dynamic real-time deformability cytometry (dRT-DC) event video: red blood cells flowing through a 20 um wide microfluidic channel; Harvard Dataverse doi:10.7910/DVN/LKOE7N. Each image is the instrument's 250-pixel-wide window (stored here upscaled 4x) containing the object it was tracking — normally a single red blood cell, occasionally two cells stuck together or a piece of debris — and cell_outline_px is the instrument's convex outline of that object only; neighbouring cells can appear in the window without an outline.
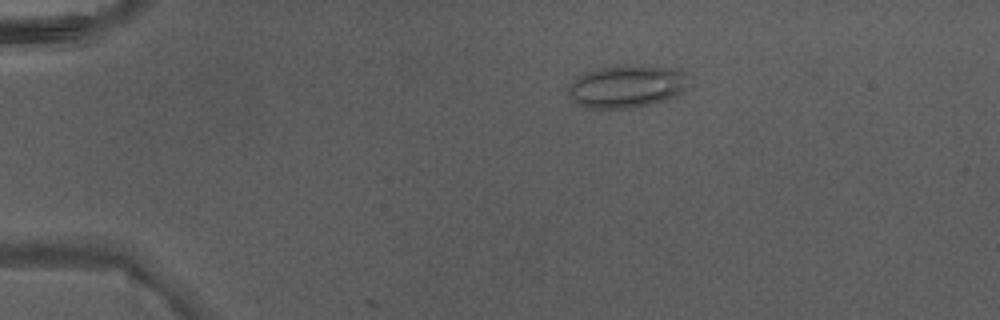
{"species": "Egyptian fruit bat (a non-hibernating species)", "species_latin": "Rousettus aegyptiacus", "temperature_condition": "warm", "stored_images_in_passage": 5, "camera_frame_rate_fps": 3000, "um_per_image_px": 0.085, "animal": {"sex": "male"}, "frame": {"image": 1, "passage_image": 4, "time_ms": 1.0, "image_size_px": [1000, 320], "cell_outline_px": [[688, 88], [684, 92], [668, 100], [652, 104], [632, 108], [588, 108], [576, 104], [572, 100], [568, 92], [568, 84], [580, 76], [588, 72], [600, 68], [616, 64], [644, 64], [676, 68], [688, 72]], "centroid_in_image_um": [53.35, 7.32], "position_along_channel_um": 31.6, "area_um2": 30.87}}